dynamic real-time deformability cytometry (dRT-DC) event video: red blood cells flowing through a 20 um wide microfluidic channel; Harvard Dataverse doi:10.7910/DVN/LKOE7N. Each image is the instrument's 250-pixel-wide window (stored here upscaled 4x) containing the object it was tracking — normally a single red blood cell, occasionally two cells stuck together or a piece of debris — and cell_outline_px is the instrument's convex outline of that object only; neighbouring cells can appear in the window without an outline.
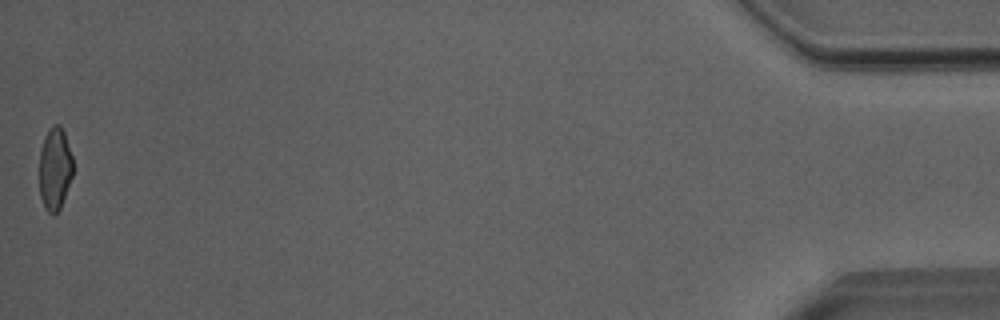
{"species": "Egyptian fruit bat (a non-hibernating species)", "species_latin": "Rousettus aegyptiacus", "temperature_condition": "room temperature", "stored_images_in_passage": 38, "camera_frame_rate_fps": 3000, "um_per_image_px": 0.085, "animal": {"sex": "male"}, "frame": {"image": 1, "passage_image": 38, "time_ms": 12.333, "image_size_px": [1000, 320], "cell_outline_px": [[72, 176], [60, 208], [52, 216], [44, 208], [40, 196], [40, 152], [44, 136], [48, 128], [52, 124], [60, 124], [64, 132], [72, 156]], "centroid_in_image_um": [4.65, 14.32], "position_along_channel_um": 430.5, "area_um2": 16.18}, "authors_computed_cell_mechanics": {"area_um2": 17.4845, "velocity_mm_per_s": 4.0347, "shape_relaxation_time_tau1_ms": 7.917, "shape_relaxation_time_tau2_ms": 1.656, "deformation_change_tau1": 0.1819, "deformation_change_tau2": 0.0766}}